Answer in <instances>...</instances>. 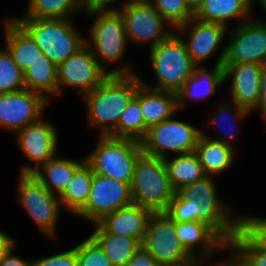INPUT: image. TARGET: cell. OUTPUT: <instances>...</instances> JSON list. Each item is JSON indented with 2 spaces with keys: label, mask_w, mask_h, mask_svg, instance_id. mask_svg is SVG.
<instances>
[{
  "label": "cell",
  "mask_w": 266,
  "mask_h": 266,
  "mask_svg": "<svg viewBox=\"0 0 266 266\" xmlns=\"http://www.w3.org/2000/svg\"><path fill=\"white\" fill-rule=\"evenodd\" d=\"M84 14L87 16L86 19H93L91 27L87 30L89 33L87 32L88 35L85 37V44L90 48L99 65L109 75L138 74L131 63L124 60L129 42L119 11L117 9L92 10ZM114 64L119 65L110 69L109 67Z\"/></svg>",
  "instance_id": "6da1fadb"
},
{
  "label": "cell",
  "mask_w": 266,
  "mask_h": 266,
  "mask_svg": "<svg viewBox=\"0 0 266 266\" xmlns=\"http://www.w3.org/2000/svg\"><path fill=\"white\" fill-rule=\"evenodd\" d=\"M141 84L138 74L109 75L100 86L85 94L82 100L89 129H96L99 136H109Z\"/></svg>",
  "instance_id": "7a4b0ae2"
},
{
  "label": "cell",
  "mask_w": 266,
  "mask_h": 266,
  "mask_svg": "<svg viewBox=\"0 0 266 266\" xmlns=\"http://www.w3.org/2000/svg\"><path fill=\"white\" fill-rule=\"evenodd\" d=\"M155 83L147 82L140 74L143 85L163 91L177 92L192 76L196 65L192 62L185 42L174 31L167 39L148 50Z\"/></svg>",
  "instance_id": "3957f363"
},
{
  "label": "cell",
  "mask_w": 266,
  "mask_h": 266,
  "mask_svg": "<svg viewBox=\"0 0 266 266\" xmlns=\"http://www.w3.org/2000/svg\"><path fill=\"white\" fill-rule=\"evenodd\" d=\"M36 41V44L57 67L85 45V36L78 32L75 20L13 17Z\"/></svg>",
  "instance_id": "277c9868"
},
{
  "label": "cell",
  "mask_w": 266,
  "mask_h": 266,
  "mask_svg": "<svg viewBox=\"0 0 266 266\" xmlns=\"http://www.w3.org/2000/svg\"><path fill=\"white\" fill-rule=\"evenodd\" d=\"M130 190L133 203L153 213L165 212L176 193L164 159L144 153L136 162Z\"/></svg>",
  "instance_id": "5b68a950"
},
{
  "label": "cell",
  "mask_w": 266,
  "mask_h": 266,
  "mask_svg": "<svg viewBox=\"0 0 266 266\" xmlns=\"http://www.w3.org/2000/svg\"><path fill=\"white\" fill-rule=\"evenodd\" d=\"M97 136L96 147L85 157L86 163L95 174L130 185L136 162L143 154L141 143L128 138Z\"/></svg>",
  "instance_id": "8992f818"
},
{
  "label": "cell",
  "mask_w": 266,
  "mask_h": 266,
  "mask_svg": "<svg viewBox=\"0 0 266 266\" xmlns=\"http://www.w3.org/2000/svg\"><path fill=\"white\" fill-rule=\"evenodd\" d=\"M177 193L183 199L195 200L201 208V222L210 226L227 244L230 243L238 231L239 214H234L233 207H230L232 204L218 195L215 176H206Z\"/></svg>",
  "instance_id": "52a82bcc"
},
{
  "label": "cell",
  "mask_w": 266,
  "mask_h": 266,
  "mask_svg": "<svg viewBox=\"0 0 266 266\" xmlns=\"http://www.w3.org/2000/svg\"><path fill=\"white\" fill-rule=\"evenodd\" d=\"M16 197L42 236L57 240L60 210L59 197L53 195L33 174H19ZM58 223V224H57Z\"/></svg>",
  "instance_id": "ba28073f"
},
{
  "label": "cell",
  "mask_w": 266,
  "mask_h": 266,
  "mask_svg": "<svg viewBox=\"0 0 266 266\" xmlns=\"http://www.w3.org/2000/svg\"><path fill=\"white\" fill-rule=\"evenodd\" d=\"M228 39L214 65L250 63L266 65V20L250 18L228 30Z\"/></svg>",
  "instance_id": "9c48e42d"
},
{
  "label": "cell",
  "mask_w": 266,
  "mask_h": 266,
  "mask_svg": "<svg viewBox=\"0 0 266 266\" xmlns=\"http://www.w3.org/2000/svg\"><path fill=\"white\" fill-rule=\"evenodd\" d=\"M117 10L123 18L129 44H148L150 49L175 31L147 0H123Z\"/></svg>",
  "instance_id": "30bf717a"
},
{
  "label": "cell",
  "mask_w": 266,
  "mask_h": 266,
  "mask_svg": "<svg viewBox=\"0 0 266 266\" xmlns=\"http://www.w3.org/2000/svg\"><path fill=\"white\" fill-rule=\"evenodd\" d=\"M201 129L174 116L148 128L140 141L144 154L165 159L171 155L195 151Z\"/></svg>",
  "instance_id": "8fae6325"
},
{
  "label": "cell",
  "mask_w": 266,
  "mask_h": 266,
  "mask_svg": "<svg viewBox=\"0 0 266 266\" xmlns=\"http://www.w3.org/2000/svg\"><path fill=\"white\" fill-rule=\"evenodd\" d=\"M41 117L38 121L27 125L15 135L16 146L20 153L31 162L19 168V174H33L48 160L58 154L59 136L55 124Z\"/></svg>",
  "instance_id": "7c38bea8"
},
{
  "label": "cell",
  "mask_w": 266,
  "mask_h": 266,
  "mask_svg": "<svg viewBox=\"0 0 266 266\" xmlns=\"http://www.w3.org/2000/svg\"><path fill=\"white\" fill-rule=\"evenodd\" d=\"M133 203L130 185L93 172V181L86 204L74 215L96 224L104 216Z\"/></svg>",
  "instance_id": "4fadbf2b"
},
{
  "label": "cell",
  "mask_w": 266,
  "mask_h": 266,
  "mask_svg": "<svg viewBox=\"0 0 266 266\" xmlns=\"http://www.w3.org/2000/svg\"><path fill=\"white\" fill-rule=\"evenodd\" d=\"M142 247L159 266L177 265L193 258L177 237L175 222L164 212L151 215Z\"/></svg>",
  "instance_id": "5bb4252c"
},
{
  "label": "cell",
  "mask_w": 266,
  "mask_h": 266,
  "mask_svg": "<svg viewBox=\"0 0 266 266\" xmlns=\"http://www.w3.org/2000/svg\"><path fill=\"white\" fill-rule=\"evenodd\" d=\"M57 74L60 96L63 89L70 88L81 97L100 86L109 76L86 44L58 66Z\"/></svg>",
  "instance_id": "9a60e30c"
},
{
  "label": "cell",
  "mask_w": 266,
  "mask_h": 266,
  "mask_svg": "<svg viewBox=\"0 0 266 266\" xmlns=\"http://www.w3.org/2000/svg\"><path fill=\"white\" fill-rule=\"evenodd\" d=\"M48 104L42 95L26 88L0 94V128L16 134L43 117Z\"/></svg>",
  "instance_id": "2e32d148"
},
{
  "label": "cell",
  "mask_w": 266,
  "mask_h": 266,
  "mask_svg": "<svg viewBox=\"0 0 266 266\" xmlns=\"http://www.w3.org/2000/svg\"><path fill=\"white\" fill-rule=\"evenodd\" d=\"M228 30L225 25L202 22L195 18L175 29L185 42L191 60L196 66H203V62L216 55L223 40H226Z\"/></svg>",
  "instance_id": "e0dca14e"
},
{
  "label": "cell",
  "mask_w": 266,
  "mask_h": 266,
  "mask_svg": "<svg viewBox=\"0 0 266 266\" xmlns=\"http://www.w3.org/2000/svg\"><path fill=\"white\" fill-rule=\"evenodd\" d=\"M224 81H230L229 100L239 107L254 113L261 98V75L259 64H223ZM231 98V99H230Z\"/></svg>",
  "instance_id": "ac0fdd59"
},
{
  "label": "cell",
  "mask_w": 266,
  "mask_h": 266,
  "mask_svg": "<svg viewBox=\"0 0 266 266\" xmlns=\"http://www.w3.org/2000/svg\"><path fill=\"white\" fill-rule=\"evenodd\" d=\"M175 229L181 244L194 258L210 260L228 247V244L204 222H179L175 223Z\"/></svg>",
  "instance_id": "d6986e66"
},
{
  "label": "cell",
  "mask_w": 266,
  "mask_h": 266,
  "mask_svg": "<svg viewBox=\"0 0 266 266\" xmlns=\"http://www.w3.org/2000/svg\"><path fill=\"white\" fill-rule=\"evenodd\" d=\"M152 214L150 209L132 203L104 216L96 224L105 232L130 237L142 244Z\"/></svg>",
  "instance_id": "ffe728a7"
},
{
  "label": "cell",
  "mask_w": 266,
  "mask_h": 266,
  "mask_svg": "<svg viewBox=\"0 0 266 266\" xmlns=\"http://www.w3.org/2000/svg\"><path fill=\"white\" fill-rule=\"evenodd\" d=\"M204 66H196L192 76L176 92L178 110L186 107L188 100L195 102L215 96L223 87L225 83L223 65H213L209 70Z\"/></svg>",
  "instance_id": "44dd1931"
},
{
  "label": "cell",
  "mask_w": 266,
  "mask_h": 266,
  "mask_svg": "<svg viewBox=\"0 0 266 266\" xmlns=\"http://www.w3.org/2000/svg\"><path fill=\"white\" fill-rule=\"evenodd\" d=\"M253 4V0H202L201 6L194 13V18L231 28L252 18Z\"/></svg>",
  "instance_id": "7402d4cb"
},
{
  "label": "cell",
  "mask_w": 266,
  "mask_h": 266,
  "mask_svg": "<svg viewBox=\"0 0 266 266\" xmlns=\"http://www.w3.org/2000/svg\"><path fill=\"white\" fill-rule=\"evenodd\" d=\"M211 106H213L215 110L207 121H209L211 124V130L214 131V134L210 135L202 128L201 134L207 138L222 142L223 144L231 146L237 150L236 146H234V143L237 141L239 135L238 128L240 126L238 124L239 122L244 121L252 113L239 107L230 100L226 102L222 101L220 104H211ZM214 135L220 136L217 137Z\"/></svg>",
  "instance_id": "603a6c76"
},
{
  "label": "cell",
  "mask_w": 266,
  "mask_h": 266,
  "mask_svg": "<svg viewBox=\"0 0 266 266\" xmlns=\"http://www.w3.org/2000/svg\"><path fill=\"white\" fill-rule=\"evenodd\" d=\"M4 46L16 65L25 72L42 53L33 37L12 17L3 20Z\"/></svg>",
  "instance_id": "cb8c5ba5"
},
{
  "label": "cell",
  "mask_w": 266,
  "mask_h": 266,
  "mask_svg": "<svg viewBox=\"0 0 266 266\" xmlns=\"http://www.w3.org/2000/svg\"><path fill=\"white\" fill-rule=\"evenodd\" d=\"M140 106L145 121V136L149 127L177 114V94L140 85Z\"/></svg>",
  "instance_id": "d4e9b609"
},
{
  "label": "cell",
  "mask_w": 266,
  "mask_h": 266,
  "mask_svg": "<svg viewBox=\"0 0 266 266\" xmlns=\"http://www.w3.org/2000/svg\"><path fill=\"white\" fill-rule=\"evenodd\" d=\"M85 157L79 160L57 156L43 164L33 175L53 195L60 197L66 190L74 173L85 163Z\"/></svg>",
  "instance_id": "484cf974"
},
{
  "label": "cell",
  "mask_w": 266,
  "mask_h": 266,
  "mask_svg": "<svg viewBox=\"0 0 266 266\" xmlns=\"http://www.w3.org/2000/svg\"><path fill=\"white\" fill-rule=\"evenodd\" d=\"M237 150L222 142L207 138L201 134L195 153L203 166L207 176H217L223 174L234 164Z\"/></svg>",
  "instance_id": "4316f807"
},
{
  "label": "cell",
  "mask_w": 266,
  "mask_h": 266,
  "mask_svg": "<svg viewBox=\"0 0 266 266\" xmlns=\"http://www.w3.org/2000/svg\"><path fill=\"white\" fill-rule=\"evenodd\" d=\"M57 66L44 54H40L24 72L25 88L42 95L47 101L59 97Z\"/></svg>",
  "instance_id": "83f0119b"
},
{
  "label": "cell",
  "mask_w": 266,
  "mask_h": 266,
  "mask_svg": "<svg viewBox=\"0 0 266 266\" xmlns=\"http://www.w3.org/2000/svg\"><path fill=\"white\" fill-rule=\"evenodd\" d=\"M90 236L100 245L112 266L126 265L142 244L133 238L103 231L97 224Z\"/></svg>",
  "instance_id": "f1b7e54d"
},
{
  "label": "cell",
  "mask_w": 266,
  "mask_h": 266,
  "mask_svg": "<svg viewBox=\"0 0 266 266\" xmlns=\"http://www.w3.org/2000/svg\"><path fill=\"white\" fill-rule=\"evenodd\" d=\"M172 157H167L164 161L171 185L176 192L207 176L195 152Z\"/></svg>",
  "instance_id": "f546056e"
},
{
  "label": "cell",
  "mask_w": 266,
  "mask_h": 266,
  "mask_svg": "<svg viewBox=\"0 0 266 266\" xmlns=\"http://www.w3.org/2000/svg\"><path fill=\"white\" fill-rule=\"evenodd\" d=\"M93 181L92 168L85 162L59 197L62 208L75 215L87 202Z\"/></svg>",
  "instance_id": "4dcf8cb0"
},
{
  "label": "cell",
  "mask_w": 266,
  "mask_h": 266,
  "mask_svg": "<svg viewBox=\"0 0 266 266\" xmlns=\"http://www.w3.org/2000/svg\"><path fill=\"white\" fill-rule=\"evenodd\" d=\"M26 8L17 18L71 19L82 12L80 0H28Z\"/></svg>",
  "instance_id": "1f68e13d"
},
{
  "label": "cell",
  "mask_w": 266,
  "mask_h": 266,
  "mask_svg": "<svg viewBox=\"0 0 266 266\" xmlns=\"http://www.w3.org/2000/svg\"><path fill=\"white\" fill-rule=\"evenodd\" d=\"M141 141L145 137V121L140 106V86L120 115L117 128L109 135Z\"/></svg>",
  "instance_id": "d6a6232c"
},
{
  "label": "cell",
  "mask_w": 266,
  "mask_h": 266,
  "mask_svg": "<svg viewBox=\"0 0 266 266\" xmlns=\"http://www.w3.org/2000/svg\"><path fill=\"white\" fill-rule=\"evenodd\" d=\"M24 88V72L13 61L9 51L0 47V94Z\"/></svg>",
  "instance_id": "836d02e7"
},
{
  "label": "cell",
  "mask_w": 266,
  "mask_h": 266,
  "mask_svg": "<svg viewBox=\"0 0 266 266\" xmlns=\"http://www.w3.org/2000/svg\"><path fill=\"white\" fill-rule=\"evenodd\" d=\"M238 231L256 249L266 251V217L242 212L238 218Z\"/></svg>",
  "instance_id": "e575fe53"
},
{
  "label": "cell",
  "mask_w": 266,
  "mask_h": 266,
  "mask_svg": "<svg viewBox=\"0 0 266 266\" xmlns=\"http://www.w3.org/2000/svg\"><path fill=\"white\" fill-rule=\"evenodd\" d=\"M175 29L194 18L184 0H147Z\"/></svg>",
  "instance_id": "d590c367"
},
{
  "label": "cell",
  "mask_w": 266,
  "mask_h": 266,
  "mask_svg": "<svg viewBox=\"0 0 266 266\" xmlns=\"http://www.w3.org/2000/svg\"><path fill=\"white\" fill-rule=\"evenodd\" d=\"M228 247L244 266H266V251L256 249L239 231L232 237Z\"/></svg>",
  "instance_id": "8d00e7d4"
},
{
  "label": "cell",
  "mask_w": 266,
  "mask_h": 266,
  "mask_svg": "<svg viewBox=\"0 0 266 266\" xmlns=\"http://www.w3.org/2000/svg\"><path fill=\"white\" fill-rule=\"evenodd\" d=\"M175 223L201 221V208L195 200L183 199L177 192L164 212Z\"/></svg>",
  "instance_id": "74e56055"
},
{
  "label": "cell",
  "mask_w": 266,
  "mask_h": 266,
  "mask_svg": "<svg viewBox=\"0 0 266 266\" xmlns=\"http://www.w3.org/2000/svg\"><path fill=\"white\" fill-rule=\"evenodd\" d=\"M75 247L79 266H112L103 249L90 235Z\"/></svg>",
  "instance_id": "f35d334b"
},
{
  "label": "cell",
  "mask_w": 266,
  "mask_h": 266,
  "mask_svg": "<svg viewBox=\"0 0 266 266\" xmlns=\"http://www.w3.org/2000/svg\"><path fill=\"white\" fill-rule=\"evenodd\" d=\"M32 261L33 266H79L75 246L69 250L57 252L51 256H45Z\"/></svg>",
  "instance_id": "ab89813d"
},
{
  "label": "cell",
  "mask_w": 266,
  "mask_h": 266,
  "mask_svg": "<svg viewBox=\"0 0 266 266\" xmlns=\"http://www.w3.org/2000/svg\"><path fill=\"white\" fill-rule=\"evenodd\" d=\"M124 266H159L150 253L141 246Z\"/></svg>",
  "instance_id": "60d3db41"
},
{
  "label": "cell",
  "mask_w": 266,
  "mask_h": 266,
  "mask_svg": "<svg viewBox=\"0 0 266 266\" xmlns=\"http://www.w3.org/2000/svg\"><path fill=\"white\" fill-rule=\"evenodd\" d=\"M15 249L16 244L0 260V266H33L32 259L27 260L16 255Z\"/></svg>",
  "instance_id": "b9f144b4"
},
{
  "label": "cell",
  "mask_w": 266,
  "mask_h": 266,
  "mask_svg": "<svg viewBox=\"0 0 266 266\" xmlns=\"http://www.w3.org/2000/svg\"><path fill=\"white\" fill-rule=\"evenodd\" d=\"M118 1L119 0H80L82 13L92 10L117 9L113 4H116Z\"/></svg>",
  "instance_id": "7bdbcfd3"
},
{
  "label": "cell",
  "mask_w": 266,
  "mask_h": 266,
  "mask_svg": "<svg viewBox=\"0 0 266 266\" xmlns=\"http://www.w3.org/2000/svg\"><path fill=\"white\" fill-rule=\"evenodd\" d=\"M225 252L226 253L228 252V254L230 255L227 258V260L225 259V260L221 261L220 263L214 262V265H212V263H211V265L210 264L205 265V262L206 263L209 262L208 259H199L197 266H209V265L210 266H244L242 261L240 260V258L234 253V251L231 248L227 247L225 249Z\"/></svg>",
  "instance_id": "ee69618b"
},
{
  "label": "cell",
  "mask_w": 266,
  "mask_h": 266,
  "mask_svg": "<svg viewBox=\"0 0 266 266\" xmlns=\"http://www.w3.org/2000/svg\"><path fill=\"white\" fill-rule=\"evenodd\" d=\"M260 87H261V98L259 101L258 106L254 111H260L261 117L266 124V65L263 66L262 69V75H261V82H260Z\"/></svg>",
  "instance_id": "f6af8a7d"
},
{
  "label": "cell",
  "mask_w": 266,
  "mask_h": 266,
  "mask_svg": "<svg viewBox=\"0 0 266 266\" xmlns=\"http://www.w3.org/2000/svg\"><path fill=\"white\" fill-rule=\"evenodd\" d=\"M16 241L10 234L0 230V260L17 243Z\"/></svg>",
  "instance_id": "bcb514c9"
},
{
  "label": "cell",
  "mask_w": 266,
  "mask_h": 266,
  "mask_svg": "<svg viewBox=\"0 0 266 266\" xmlns=\"http://www.w3.org/2000/svg\"><path fill=\"white\" fill-rule=\"evenodd\" d=\"M184 2L193 13H195L202 4V0H184Z\"/></svg>",
  "instance_id": "7dc6e473"
},
{
  "label": "cell",
  "mask_w": 266,
  "mask_h": 266,
  "mask_svg": "<svg viewBox=\"0 0 266 266\" xmlns=\"http://www.w3.org/2000/svg\"><path fill=\"white\" fill-rule=\"evenodd\" d=\"M198 258H192L191 260L185 262V263H181V264H177V265H168V266H197L198 264Z\"/></svg>",
  "instance_id": "c3c4849f"
},
{
  "label": "cell",
  "mask_w": 266,
  "mask_h": 266,
  "mask_svg": "<svg viewBox=\"0 0 266 266\" xmlns=\"http://www.w3.org/2000/svg\"><path fill=\"white\" fill-rule=\"evenodd\" d=\"M253 1H256V0H253ZM257 3H258V5L260 4V7L266 13V0H257ZM259 18L266 20V18L261 17V16Z\"/></svg>",
  "instance_id": "681fc988"
}]
</instances>
